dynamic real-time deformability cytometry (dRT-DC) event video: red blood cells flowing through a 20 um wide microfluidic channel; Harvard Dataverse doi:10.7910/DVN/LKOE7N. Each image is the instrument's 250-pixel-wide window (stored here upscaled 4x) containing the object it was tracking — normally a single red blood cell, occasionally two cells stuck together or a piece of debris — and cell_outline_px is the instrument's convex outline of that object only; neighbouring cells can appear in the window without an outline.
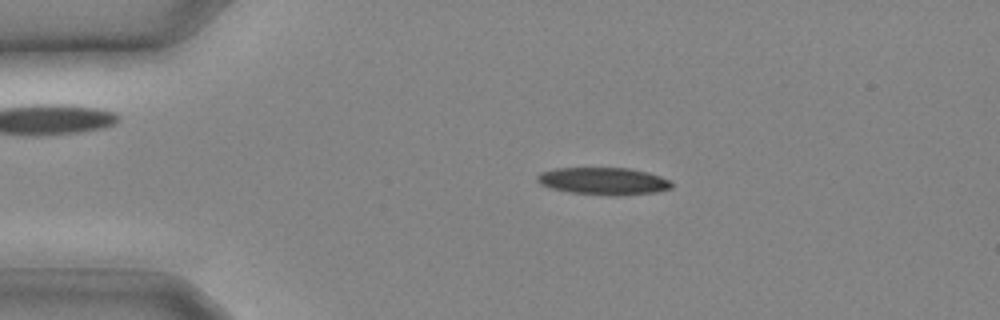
{"species": "common noctule bat (a hibernating species)", "species_latin": "Nyctalus noctula", "temperature_condition": "cold", "stored_images_in_passage": 11, "camera_frame_rate_fps": 3000, "um_per_image_px": 0.085, "animal": {"sex": "male", "body_mass_g": 20.4}, "frame": {"image": 1, "passage_image": 5, "time_ms": 1.333, "image_size_px": [1000, 320], "cell_outline_px": [[672, 188], [656, 192], [616, 196], [612, 196], [568, 192], [552, 188], [540, 184], [536, 180], [536, 176], [540, 172], [556, 168], [628, 168], [648, 172], [660, 176], [668, 180], [672, 184]], "centroid_in_image_um": [51.28, 15.4], "position_along_channel_um": 33.7, "area_um2": 21.44}}
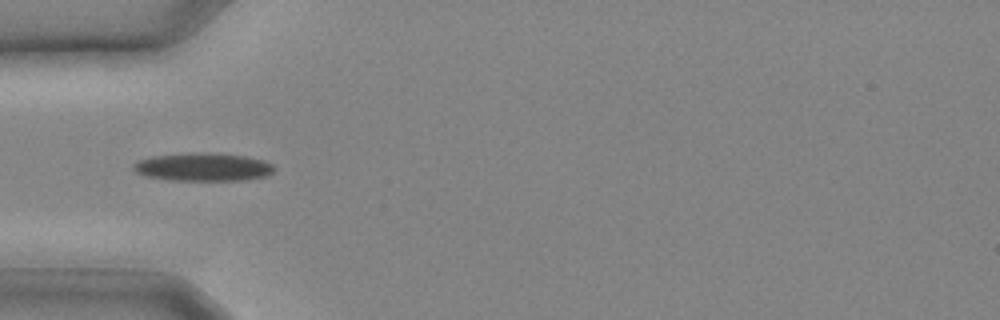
{"frame": {"image": 2, "passage_image": 8, "time_ms": 2.333, "image_size_px": [1000, 320], "cell_outline_px": [[276, 168], [268, 176], [244, 180], [168, 180], [148, 176], [136, 172], [132, 168], [132, 164], [140, 160], [152, 156], [188, 152], [208, 152], [248, 156], [264, 160], [272, 164]], "centroid_in_image_um": [17.29, 14.18], "position_along_channel_um": 67.7, "area_um2": 23.35}}
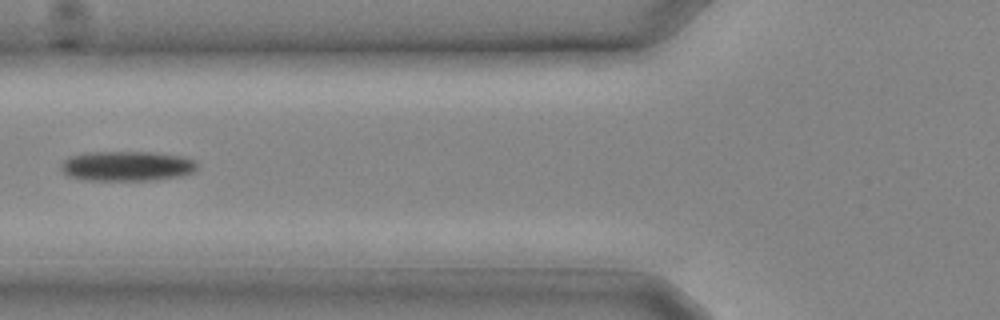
{"frame": {"image": 3, "passage_image": 10, "time_ms": 3.0, "image_size_px": [1000, 320], "cell_outline_px": [[196, 172], [180, 176], [144, 180], [92, 180], [68, 176], [60, 168], [60, 164], [68, 156], [92, 152], [156, 152], [184, 156], [196, 160]], "centroid_in_image_um": [10.81, 14.1], "position_along_channel_um": 115.0, "area_um2": 23.76}}